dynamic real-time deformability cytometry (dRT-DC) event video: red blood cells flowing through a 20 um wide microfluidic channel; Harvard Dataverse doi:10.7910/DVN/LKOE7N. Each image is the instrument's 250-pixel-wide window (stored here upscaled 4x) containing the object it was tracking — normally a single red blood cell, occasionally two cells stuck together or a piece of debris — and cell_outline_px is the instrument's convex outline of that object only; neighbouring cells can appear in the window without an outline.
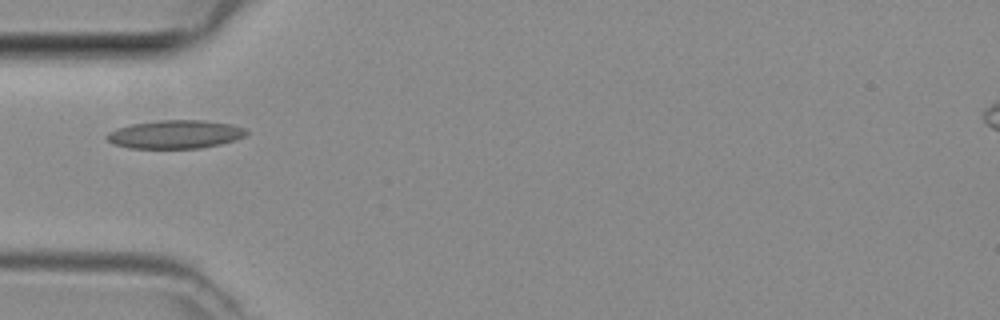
{"species": "common noctule bat (a hibernating species)", "species_latin": "Nyctalus noctula", "temperature_condition": "room temperature", "stored_images_in_passage": 1, "camera_frame_rate_fps": 3000, "um_per_image_px": 0.085, "animal": {"sex": "female", "body_mass_g": 29.2, "forearm_length_mm": 56.3}, "frame": {"image": 1, "passage_image": 1, "time_ms": 0.0, "image_size_px": [1000, 320], "cell_outline_px": [[248, 132], [244, 136], [220, 144], [200, 148], [132, 148], [116, 144], [108, 140], [104, 136], [108, 132], [116, 128], [132, 124], [160, 120], [204, 120], [232, 124], [244, 128]], "centroid_in_image_um": [14.89, 11.41], "position_along_channel_um": 70.1, "area_um2": 22.89}}